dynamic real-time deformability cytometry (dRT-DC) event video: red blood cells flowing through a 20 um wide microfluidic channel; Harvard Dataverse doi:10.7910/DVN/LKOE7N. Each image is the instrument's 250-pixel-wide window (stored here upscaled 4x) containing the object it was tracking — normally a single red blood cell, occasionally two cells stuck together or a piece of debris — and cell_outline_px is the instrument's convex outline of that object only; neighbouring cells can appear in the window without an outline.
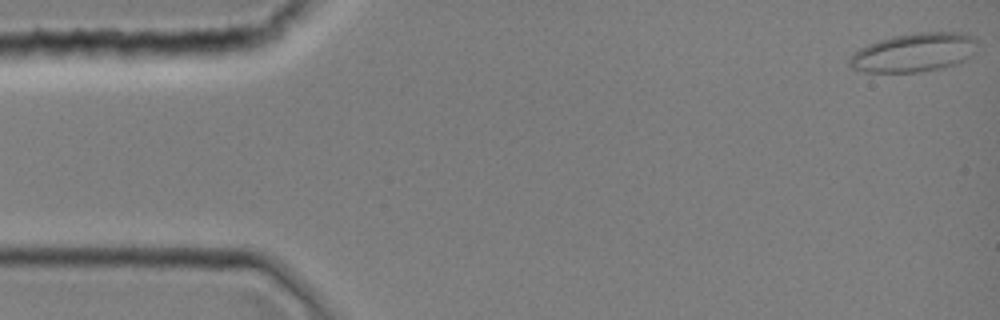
{"species": "common noctule bat (a hibernating species)", "species_latin": "Nyctalus noctula", "temperature_condition": "room temperature", "stored_images_in_passage": 44, "camera_frame_rate_fps": 3000, "um_per_image_px": 0.085, "animal": {"sex": "female", "body_mass_g": 19.0, "forearm_length_mm": 51.5}, "frame": {"image": 1, "passage_image": 1, "time_ms": 0.0, "image_size_px": [1000, 320], "cell_outline_px": [[976, 52], [972, 56], [960, 64], [944, 68], [920, 72], [864, 72], [852, 68], [848, 64], [848, 60], [852, 52], [868, 44], [880, 40], [896, 36], [920, 32], [960, 32], [972, 36], [976, 40]], "centroid_in_image_um": [77.72, 4.48], "position_along_channel_um": 7.3, "area_um2": 29.25}}
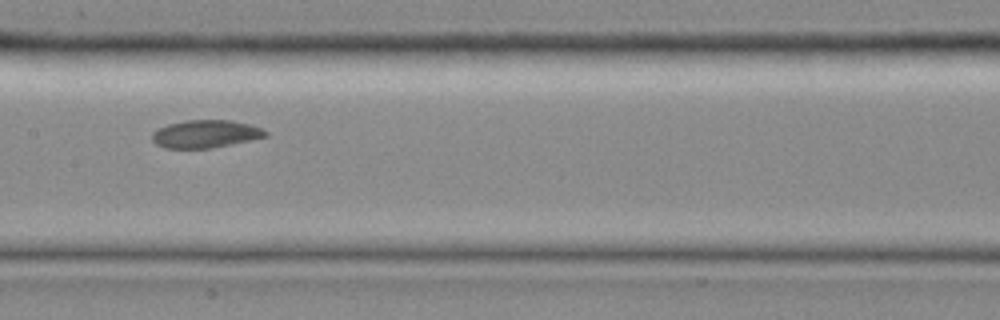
{"frame": {"image": 2, "passage_image": 22, "time_ms": 7.0, "image_size_px": [1000, 320], "cell_outline_px": [[268, 136], [232, 144], [212, 148], [164, 148], [156, 144], [152, 140], [152, 132], [156, 128], [168, 124], [184, 120], [232, 120], [264, 128], [268, 132]], "centroid_in_image_um": [17.46, 11.38], "position_along_channel_um": 189.9, "area_um2": 18.55}}
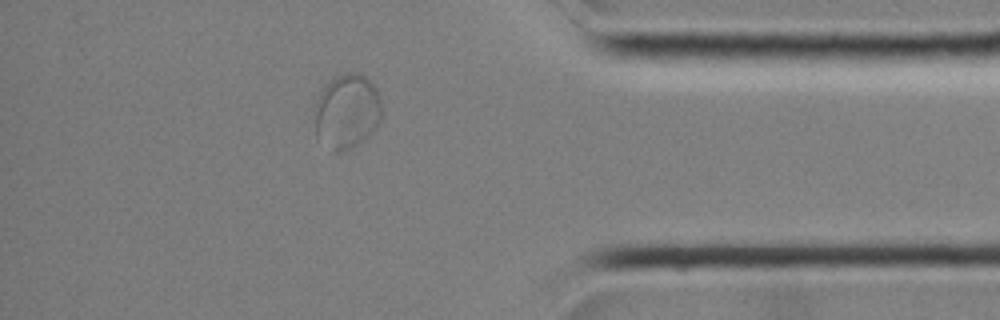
{"frame": {"image": 3, "passage_image": 38, "time_ms": 12.333, "image_size_px": [1000, 320], "cell_outline_px": [[380, 120], [376, 128], [368, 136], [352, 148], [340, 152], [332, 152], [316, 140], [312, 108], [324, 84], [332, 76], [348, 72], [360, 72], [376, 88], [380, 96]], "centroid_in_image_um": [29.4, 9.48], "position_along_channel_um": 405.8, "area_um2": 30.23}}